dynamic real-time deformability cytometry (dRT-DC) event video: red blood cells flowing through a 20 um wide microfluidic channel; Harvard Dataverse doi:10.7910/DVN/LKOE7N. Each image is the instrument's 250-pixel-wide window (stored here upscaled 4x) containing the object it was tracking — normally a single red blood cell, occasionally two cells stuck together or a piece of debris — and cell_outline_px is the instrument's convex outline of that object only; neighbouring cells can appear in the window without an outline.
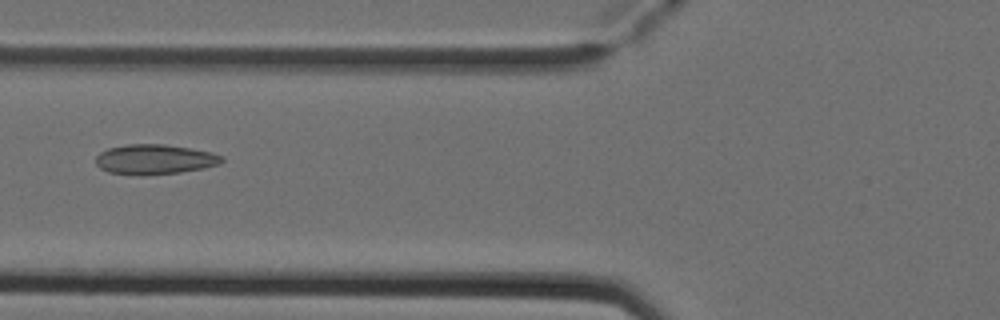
{"species": "Egyptian fruit bat (a non-hibernating species)", "species_latin": "Rousettus aegyptiacus", "temperature_condition": "cold", "stored_images_in_passage": 3, "camera_frame_rate_fps": 3000, "um_per_image_px": 0.085, "animal": {"sex": "female"}, "frame": {"image": 1, "passage_image": 3, "time_ms": 0.667, "image_size_px": [1000, 320], "cell_outline_px": [[224, 160], [220, 164], [204, 168], [180, 172], [144, 176], [140, 176], [108, 172], [100, 168], [96, 164], [96, 156], [100, 152], [108, 148], [128, 144], [164, 144], [212, 152], [224, 156]], "centroid_in_image_um": [13.15, 13.55], "position_along_channel_um": 112.7, "area_um2": 22.2}}